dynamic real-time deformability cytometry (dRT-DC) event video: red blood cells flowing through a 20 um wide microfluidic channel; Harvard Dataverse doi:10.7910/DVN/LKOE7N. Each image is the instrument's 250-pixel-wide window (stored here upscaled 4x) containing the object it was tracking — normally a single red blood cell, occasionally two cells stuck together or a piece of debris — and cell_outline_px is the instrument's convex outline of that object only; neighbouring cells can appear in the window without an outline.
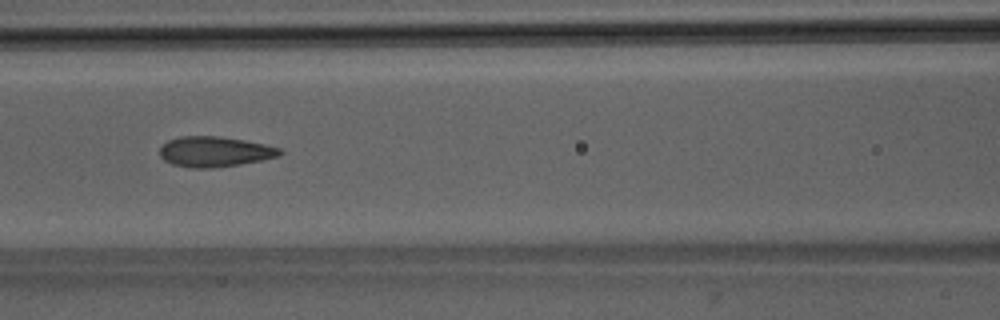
{"species": "Egyptian fruit bat (a non-hibernating species)", "species_latin": "Rousettus aegyptiacus", "temperature_condition": "room temperature", "stored_images_in_passage": 51, "camera_frame_rate_fps": 3000, "um_per_image_px": 0.085, "animal": {"sex": "male"}, "frame": {"image": 1, "passage_image": 23, "time_ms": 7.333, "image_size_px": [1000, 320], "cell_outline_px": [[284, 152], [276, 156], [260, 160], [240, 164], [212, 168], [188, 168], [172, 164], [164, 160], [160, 156], [160, 148], [168, 140], [180, 136], [220, 136], [244, 140], [264, 144], [280, 148]], "centroid_in_image_um": [18.21, 12.89], "position_along_channel_um": 148.4, "area_um2": 21.15}}
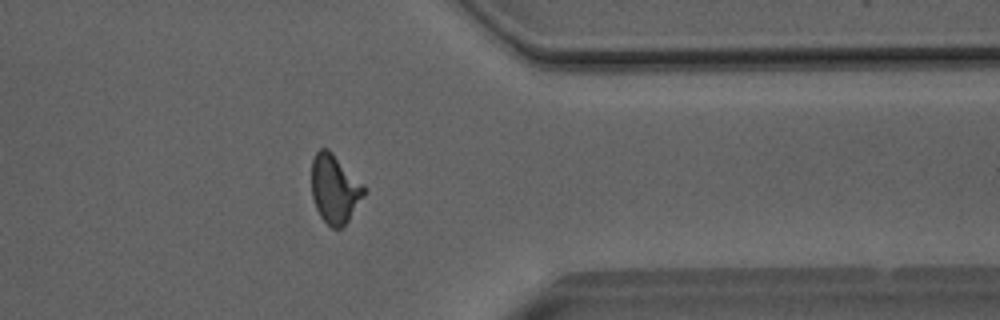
{"frame": {"image": 2, "passage_image": 41, "time_ms": 13.333, "image_size_px": [1000, 320], "cell_outline_px": [[368, 188], [364, 196], [348, 220], [340, 228], [332, 228], [320, 216], [316, 208], [312, 196], [312, 156], [320, 148], [328, 148]], "centroid_in_image_um": [28.46, 16.03], "position_along_channel_um": 382.9, "area_um2": 21.04}}
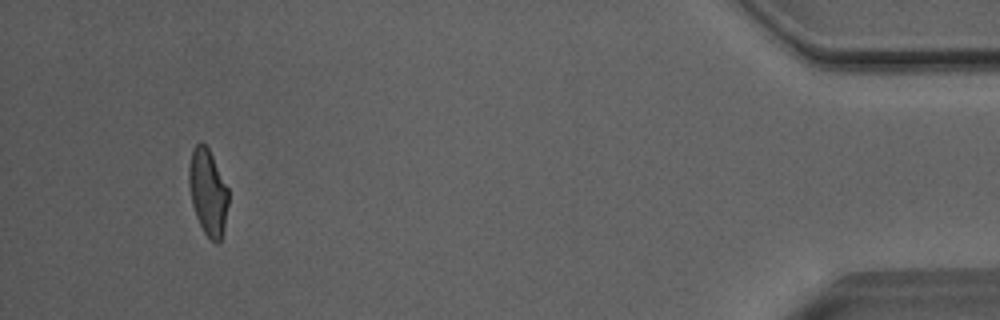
{"frame": {"image": 3, "passage_image": 48, "time_ms": 15.667, "image_size_px": [1000, 320], "cell_outline_px": [[228, 204], [224, 228], [220, 240], [216, 244], [204, 232], [196, 216], [192, 204], [188, 184], [188, 168], [192, 148], [200, 140], [208, 148], [228, 188]], "centroid_in_image_um": [17.65, 16.31], "position_along_channel_um": 417.5, "area_um2": 19.77}, "authors_computed_cell_mechanics": {"area_um2": 20.9814, "velocity_mm_per_s": 4.087, "shape_relaxation_time_tau1_ms": 5.8844, "shape_relaxation_time_tau2_ms": 1.4208, "deformation_change_tau1": 0.1591, "deformation_change_tau2": 0.0841}}